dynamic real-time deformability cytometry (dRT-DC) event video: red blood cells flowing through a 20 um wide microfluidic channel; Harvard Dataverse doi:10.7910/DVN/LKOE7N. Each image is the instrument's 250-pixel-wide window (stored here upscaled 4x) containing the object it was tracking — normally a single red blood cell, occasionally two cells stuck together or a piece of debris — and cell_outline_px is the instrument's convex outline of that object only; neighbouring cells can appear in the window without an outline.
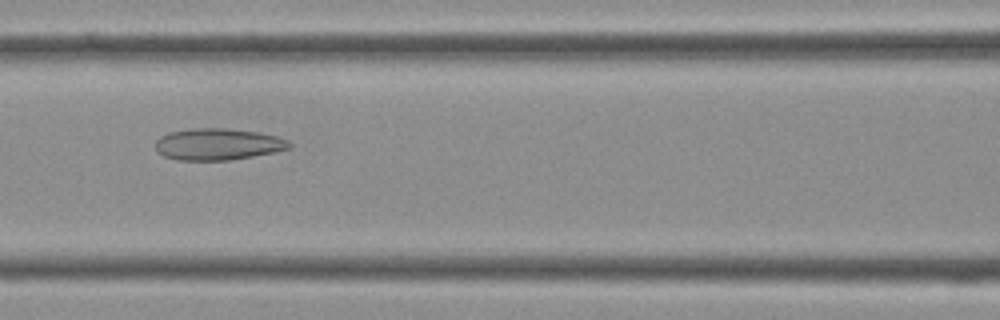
{"species": "Egyptian fruit bat (a non-hibernating species)", "species_latin": "Rousettus aegyptiacus", "temperature_condition": "cold", "stored_images_in_passage": 40, "camera_frame_rate_fps": 3000, "um_per_image_px": 0.085, "frame": {"image": 1, "passage_image": 17, "time_ms": 5.333, "image_size_px": [1000, 320], "cell_outline_px": [[292, 148], [252, 156], [228, 160], [176, 160], [164, 156], [156, 152], [156, 140], [160, 136], [168, 132], [196, 128], [224, 128], [260, 132], [276, 136], [288, 140], [292, 144]], "centroid_in_image_um": [18.51, 12.25], "position_along_channel_um": 148.1, "area_um2": 24.74}}
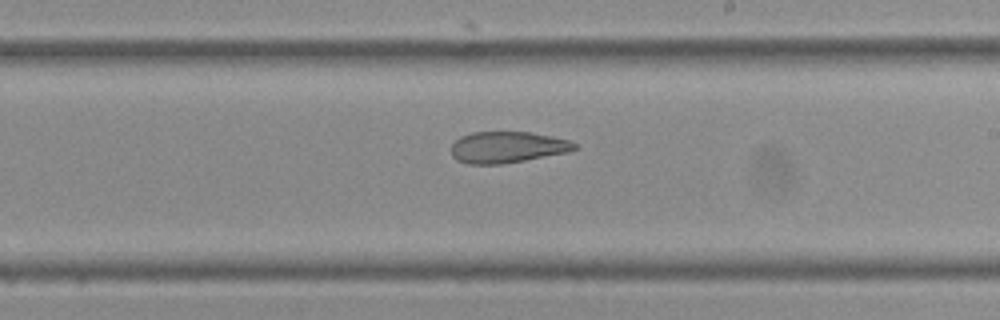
{"frame": {"image": 2, "passage_image": 23, "time_ms": 7.333, "image_size_px": [1000, 320], "cell_outline_px": [[580, 148], [568, 152], [524, 160], [500, 164], [468, 164], [456, 160], [452, 156], [452, 144], [460, 136], [472, 132], [532, 132], [552, 136], [568, 140], [576, 144]], "centroid_in_image_um": [43.12, 12.51], "position_along_channel_um": 245.9, "area_um2": 22.54}}
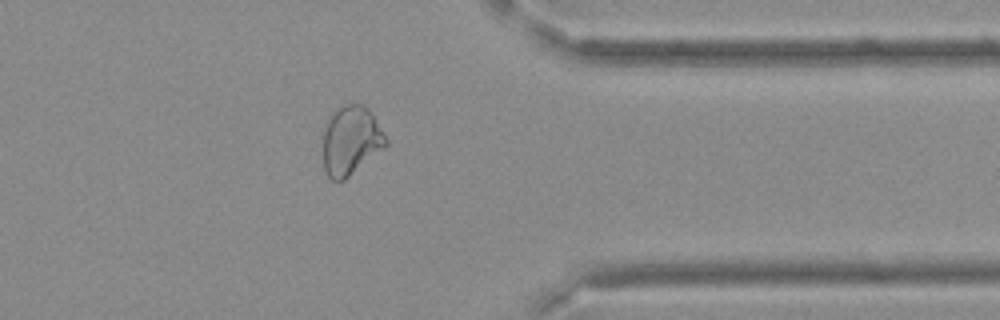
{"frame": {"image": 3, "passage_image": 32, "time_ms": 10.333, "image_size_px": [1000, 320], "cell_outline_px": [[388, 144], [384, 148], [344, 180], [332, 180], [328, 176], [324, 168], [324, 124], [344, 104], [364, 104], [388, 140]], "centroid_in_image_um": [29.82, 11.97], "position_along_channel_um": 381.6, "area_um2": 24.68}}